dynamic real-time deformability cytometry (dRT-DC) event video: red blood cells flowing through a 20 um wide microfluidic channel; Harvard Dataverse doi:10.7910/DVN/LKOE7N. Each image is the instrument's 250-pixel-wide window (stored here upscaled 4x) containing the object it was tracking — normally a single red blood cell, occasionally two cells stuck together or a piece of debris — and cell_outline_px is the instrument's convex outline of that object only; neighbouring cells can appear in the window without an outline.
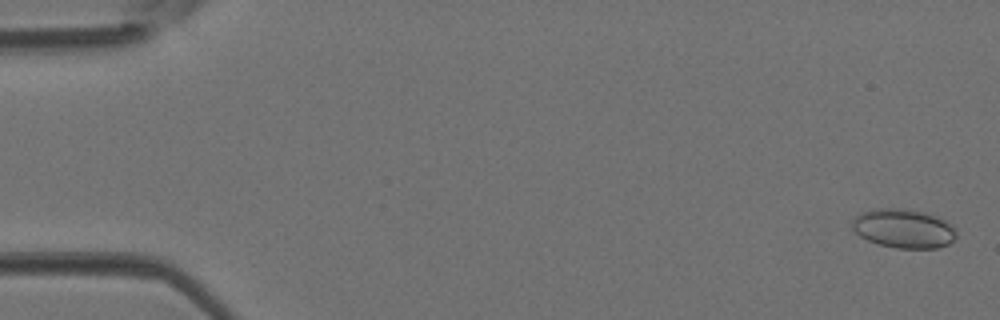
{"species": "Egyptian fruit bat (a non-hibernating species)", "species_latin": "Rousettus aegyptiacus", "temperature_condition": "room temperature", "stored_images_in_passage": 12, "camera_frame_rate_fps": 3000, "um_per_image_px": 0.085, "animal": {"sex": "female"}, "frame": {"image": 1, "passage_image": 2, "time_ms": 0.333, "image_size_px": [1000, 320], "cell_outline_px": [[956, 236], [948, 244], [936, 248], [896, 248], [880, 244], [868, 240], [860, 236], [852, 228], [852, 220], [860, 212], [872, 208], [900, 208], [924, 212], [940, 216], [956, 232]], "centroid_in_image_um": [76.77, 19.4], "position_along_channel_um": 8.2, "area_um2": 23.64}}